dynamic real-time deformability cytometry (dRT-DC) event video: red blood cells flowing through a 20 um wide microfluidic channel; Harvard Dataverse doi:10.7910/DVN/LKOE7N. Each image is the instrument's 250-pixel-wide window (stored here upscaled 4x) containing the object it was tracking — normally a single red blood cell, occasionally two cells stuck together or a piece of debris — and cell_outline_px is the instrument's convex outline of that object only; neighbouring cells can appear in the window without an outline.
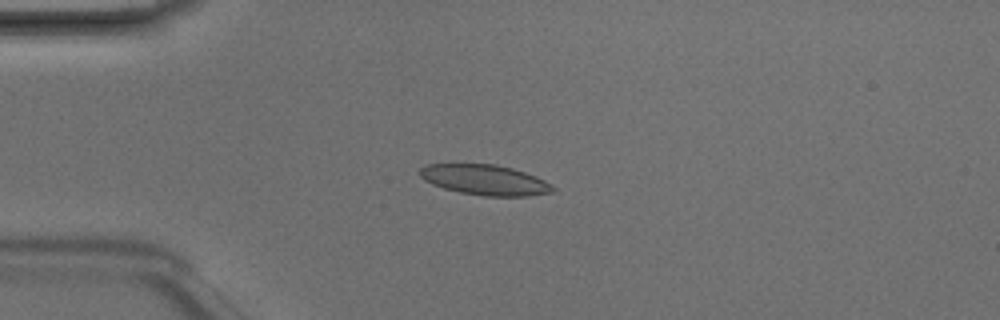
{"species": "Egyptian fruit bat (a non-hibernating species)", "species_latin": "Rousettus aegyptiacus", "temperature_condition": "room temperature", "stored_images_in_passage": 6, "camera_frame_rate_fps": 3000, "um_per_image_px": 0.085, "animal": {"sex": "male"}, "frame": {"image": 1, "passage_image": 3, "time_ms": 0.667, "image_size_px": [1000, 320], "cell_outline_px": [[556, 188], [552, 192], [528, 196], [484, 196], [460, 192], [444, 188], [432, 184], [424, 180], [420, 176], [420, 168], [424, 164], [496, 164], [512, 168], [536, 176], [552, 184]], "centroid_in_image_um": [41.22, 15.29], "position_along_channel_um": 43.8, "area_um2": 23.52}}